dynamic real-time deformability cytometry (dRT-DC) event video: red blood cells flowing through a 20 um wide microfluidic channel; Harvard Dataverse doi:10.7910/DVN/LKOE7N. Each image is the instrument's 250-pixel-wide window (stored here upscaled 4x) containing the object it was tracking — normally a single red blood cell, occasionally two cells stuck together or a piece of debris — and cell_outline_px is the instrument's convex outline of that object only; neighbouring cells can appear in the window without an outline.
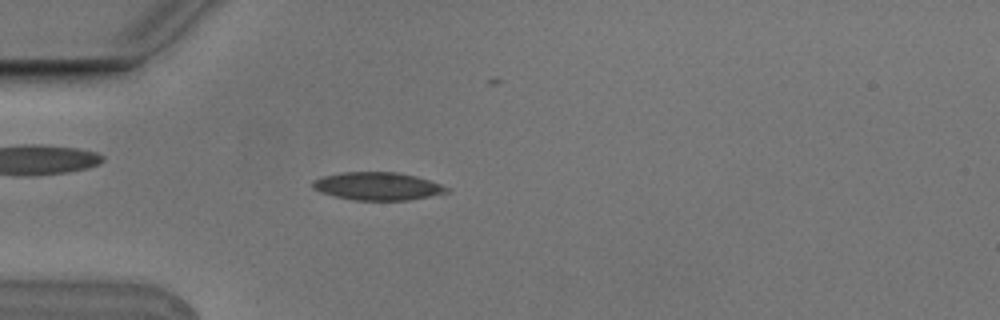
{"species": "Egyptian fruit bat (a non-hibernating species)", "species_latin": "Rousettus aegyptiacus", "temperature_condition": "cold", "stored_images_in_passage": 3, "camera_frame_rate_fps": 3000, "um_per_image_px": 0.085, "animal": {"sex": "male"}, "frame": {"image": 1, "passage_image": 2, "time_ms": 0.333, "image_size_px": [1000, 320], "cell_outline_px": [[452, 188], [448, 192], [408, 200], [356, 200], [336, 196], [320, 192], [312, 188], [312, 180], [324, 176], [340, 172], [400, 172], [416, 176]], "centroid_in_image_um": [32.09, 15.82], "position_along_channel_um": 52.9, "area_um2": 21.73}}